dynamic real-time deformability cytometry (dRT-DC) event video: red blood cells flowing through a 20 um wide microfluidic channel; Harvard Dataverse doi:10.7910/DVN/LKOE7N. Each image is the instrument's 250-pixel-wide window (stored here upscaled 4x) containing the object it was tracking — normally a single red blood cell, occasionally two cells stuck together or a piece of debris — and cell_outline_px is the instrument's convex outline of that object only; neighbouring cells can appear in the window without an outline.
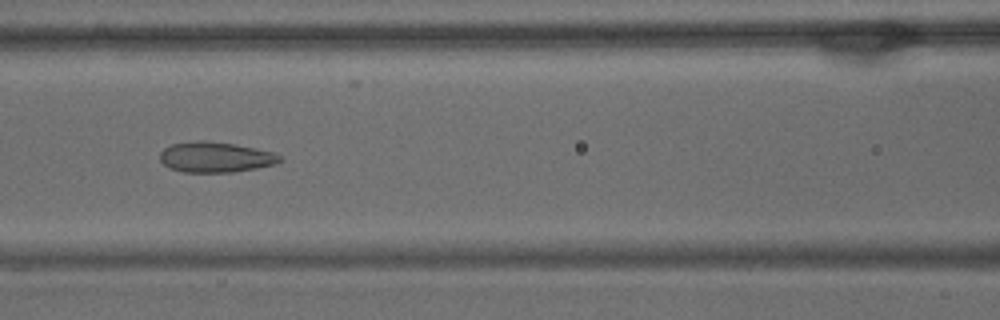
{"species": "common noctule bat (a hibernating species)", "species_latin": "Nyctalus noctula", "temperature_condition": "warm", "stored_images_in_passage": 57, "camera_frame_rate_fps": 3000, "um_per_image_px": 0.085, "animal": {"sex": "male", "body_mass_g": 15.6}, "frame": {"image": 1, "passage_image": 25, "time_ms": 8.0, "image_size_px": [1000, 320], "cell_outline_px": [[284, 160], [276, 164], [256, 168], [232, 172], [184, 172], [168, 168], [160, 160], [160, 152], [164, 148], [172, 144], [196, 140], [204, 140], [232, 144], [272, 152], [280, 156]], "centroid_in_image_um": [18.29, 13.36], "position_along_channel_um": 148.3, "area_um2": 21.15}}
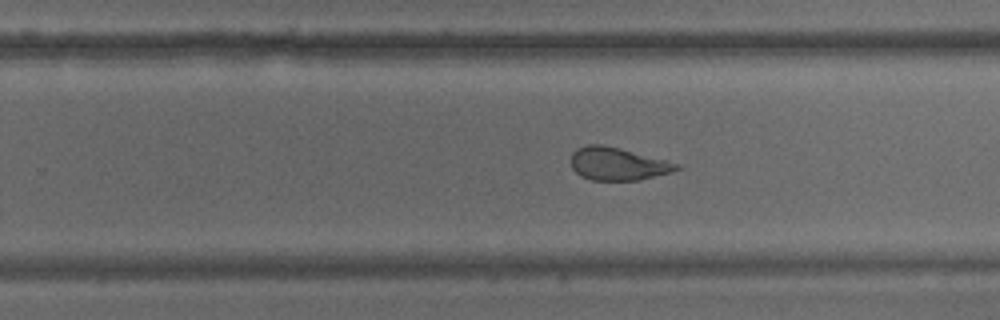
{"frame": {"image": 2, "passage_image": 36, "time_ms": 11.667, "image_size_px": [1000, 320], "cell_outline_px": [[680, 168], [672, 172], [640, 180], [592, 180], [580, 176], [572, 168], [572, 152], [576, 148], [588, 144], [604, 144], [668, 160], [680, 164]], "centroid_in_image_um": [52.52, 13.92], "position_along_channel_um": 277.3, "area_um2": 20.35}}
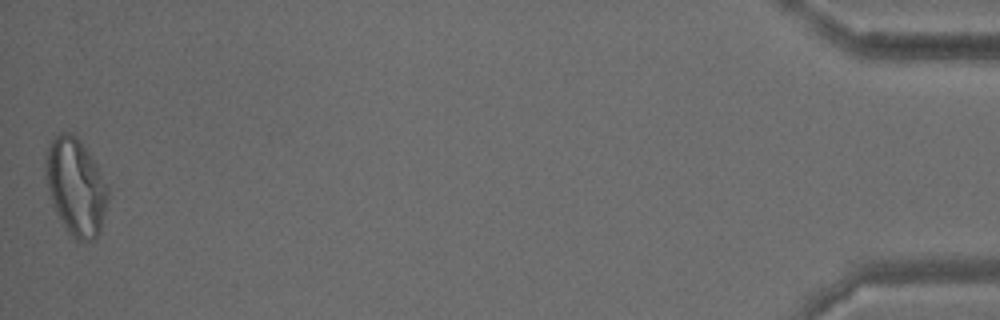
{"frame": {"image": 3, "passage_image": 57, "time_ms": 18.667, "image_size_px": [1000, 320], "cell_outline_px": [[108, 200], [100, 232], [92, 240], [76, 240], [68, 232], [52, 204], [48, 188], [44, 168], [48, 144], [60, 132], [72, 132], [80, 140], [96, 164], [108, 188]], "centroid_in_image_um": [6.43, 15.86], "position_along_channel_um": 428.8, "area_um2": 34.91}, "authors_computed_cell_mechanics": {"area_um2": 26.7036, "velocity_mm_per_s": 3.5225, "shape_relaxation_time_tau1_ms": 9.0955, "shape_relaxation_time_tau2_ms": 1.5745, "deformation_change_tau1": 0.2002, "deformation_change_tau2": 0.0958}}